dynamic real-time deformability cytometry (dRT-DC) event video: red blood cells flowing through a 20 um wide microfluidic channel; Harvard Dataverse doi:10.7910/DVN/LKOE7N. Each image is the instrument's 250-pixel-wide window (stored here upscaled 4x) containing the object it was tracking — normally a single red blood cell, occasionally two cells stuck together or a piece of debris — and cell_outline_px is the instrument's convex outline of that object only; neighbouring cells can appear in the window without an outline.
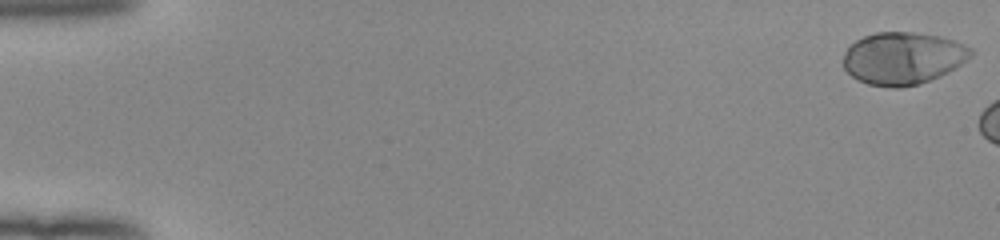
{"species": "human", "species_latin": "Homo sapiens", "temperature_condition": "room temperature", "stored_images_in_passage": 7, "camera_frame_rate_fps": 3000, "um_per_image_px": 0.085, "donor": {"sex": "female"}, "frame": {"image": 1, "passage_image": 1, "time_ms": 0.0, "image_size_px": [1000, 240], "cell_outline_px": [[976, 52], [968, 60], [956, 68], [940, 76], [920, 84], [896, 88], [888, 88], [868, 84], [856, 80], [844, 68], [844, 52], [856, 40], [864, 36], [876, 32], [916, 32], [940, 36], [964, 44], [972, 48]], "centroid_in_image_um": [76.78, 4.96], "position_along_channel_um": 8.2, "area_um2": 39.3}}